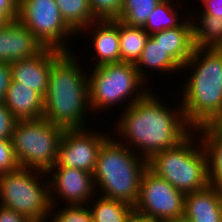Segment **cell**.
<instances>
[{"label":"cell","mask_w":222,"mask_h":222,"mask_svg":"<svg viewBox=\"0 0 222 222\" xmlns=\"http://www.w3.org/2000/svg\"><path fill=\"white\" fill-rule=\"evenodd\" d=\"M152 93L148 90L141 99L126 106L116 122L118 136H122L128 144L126 146L131 148L132 145L131 150H137L136 153L142 154L147 161L155 154L178 145L193 131L184 117L182 106L169 109Z\"/></svg>","instance_id":"obj_1"},{"label":"cell","mask_w":222,"mask_h":222,"mask_svg":"<svg viewBox=\"0 0 222 222\" xmlns=\"http://www.w3.org/2000/svg\"><path fill=\"white\" fill-rule=\"evenodd\" d=\"M183 68H194L180 103L187 123L193 130L222 123V48H195Z\"/></svg>","instance_id":"obj_2"},{"label":"cell","mask_w":222,"mask_h":222,"mask_svg":"<svg viewBox=\"0 0 222 222\" xmlns=\"http://www.w3.org/2000/svg\"><path fill=\"white\" fill-rule=\"evenodd\" d=\"M76 60L70 51L52 63L44 97L43 118L65 129L85 128L88 106L90 110L88 76Z\"/></svg>","instance_id":"obj_3"},{"label":"cell","mask_w":222,"mask_h":222,"mask_svg":"<svg viewBox=\"0 0 222 222\" xmlns=\"http://www.w3.org/2000/svg\"><path fill=\"white\" fill-rule=\"evenodd\" d=\"M114 139L109 136L100 147L93 173L94 184L104 192L100 196L134 207L148 161L127 147L124 140Z\"/></svg>","instance_id":"obj_4"},{"label":"cell","mask_w":222,"mask_h":222,"mask_svg":"<svg viewBox=\"0 0 222 222\" xmlns=\"http://www.w3.org/2000/svg\"><path fill=\"white\" fill-rule=\"evenodd\" d=\"M194 133L195 130L178 145L148 160V168L153 173L184 194L209 186L206 153L201 141L199 146L194 144L197 143Z\"/></svg>","instance_id":"obj_5"},{"label":"cell","mask_w":222,"mask_h":222,"mask_svg":"<svg viewBox=\"0 0 222 222\" xmlns=\"http://www.w3.org/2000/svg\"><path fill=\"white\" fill-rule=\"evenodd\" d=\"M45 174L47 172L41 170L18 168L0 175V205L24 215L31 222H46L52 208L49 179L42 181L48 178Z\"/></svg>","instance_id":"obj_6"},{"label":"cell","mask_w":222,"mask_h":222,"mask_svg":"<svg viewBox=\"0 0 222 222\" xmlns=\"http://www.w3.org/2000/svg\"><path fill=\"white\" fill-rule=\"evenodd\" d=\"M64 131L45 118L16 120L11 142L20 168L48 172L57 163Z\"/></svg>","instance_id":"obj_7"},{"label":"cell","mask_w":222,"mask_h":222,"mask_svg":"<svg viewBox=\"0 0 222 222\" xmlns=\"http://www.w3.org/2000/svg\"><path fill=\"white\" fill-rule=\"evenodd\" d=\"M90 73L92 74L88 75V93L90 110L93 111L111 108L112 105L115 107L119 101L121 104V101L127 99L130 101H127V106H130L148 92L143 90L147 86H144L146 83L139 76L135 64L125 62L106 64L94 67Z\"/></svg>","instance_id":"obj_8"},{"label":"cell","mask_w":222,"mask_h":222,"mask_svg":"<svg viewBox=\"0 0 222 222\" xmlns=\"http://www.w3.org/2000/svg\"><path fill=\"white\" fill-rule=\"evenodd\" d=\"M18 20L45 48L70 52L64 41L76 32L63 19L56 0H20Z\"/></svg>","instance_id":"obj_9"},{"label":"cell","mask_w":222,"mask_h":222,"mask_svg":"<svg viewBox=\"0 0 222 222\" xmlns=\"http://www.w3.org/2000/svg\"><path fill=\"white\" fill-rule=\"evenodd\" d=\"M185 194L158 177L144 172L134 210L161 222L183 217Z\"/></svg>","instance_id":"obj_10"},{"label":"cell","mask_w":222,"mask_h":222,"mask_svg":"<svg viewBox=\"0 0 222 222\" xmlns=\"http://www.w3.org/2000/svg\"><path fill=\"white\" fill-rule=\"evenodd\" d=\"M88 130L65 129L59 144L57 163L53 167H68L94 173L100 147L109 136Z\"/></svg>","instance_id":"obj_11"},{"label":"cell","mask_w":222,"mask_h":222,"mask_svg":"<svg viewBox=\"0 0 222 222\" xmlns=\"http://www.w3.org/2000/svg\"><path fill=\"white\" fill-rule=\"evenodd\" d=\"M50 173L51 175H49ZM45 176L51 177L48 178L50 202L51 208H54V210L56 209V206H54L55 196L63 198L67 205H86L88 201L92 200L91 196L97 191H94L97 186L94 184L93 174L80 169L52 167ZM53 190L58 195L53 193ZM54 194L55 196H53Z\"/></svg>","instance_id":"obj_12"},{"label":"cell","mask_w":222,"mask_h":222,"mask_svg":"<svg viewBox=\"0 0 222 222\" xmlns=\"http://www.w3.org/2000/svg\"><path fill=\"white\" fill-rule=\"evenodd\" d=\"M62 53L56 49L45 48L32 58L12 62V80L35 90L44 98L48 89L51 65Z\"/></svg>","instance_id":"obj_13"},{"label":"cell","mask_w":222,"mask_h":222,"mask_svg":"<svg viewBox=\"0 0 222 222\" xmlns=\"http://www.w3.org/2000/svg\"><path fill=\"white\" fill-rule=\"evenodd\" d=\"M183 216L190 222H222V188L209 185L185 194Z\"/></svg>","instance_id":"obj_14"},{"label":"cell","mask_w":222,"mask_h":222,"mask_svg":"<svg viewBox=\"0 0 222 222\" xmlns=\"http://www.w3.org/2000/svg\"><path fill=\"white\" fill-rule=\"evenodd\" d=\"M95 30L92 34V46L96 52L95 67L120 62L119 20H95L85 29ZM96 27V29L94 28ZM98 57V58H97Z\"/></svg>","instance_id":"obj_15"},{"label":"cell","mask_w":222,"mask_h":222,"mask_svg":"<svg viewBox=\"0 0 222 222\" xmlns=\"http://www.w3.org/2000/svg\"><path fill=\"white\" fill-rule=\"evenodd\" d=\"M3 103L16 120L43 118L44 98L35 90L11 79Z\"/></svg>","instance_id":"obj_16"},{"label":"cell","mask_w":222,"mask_h":222,"mask_svg":"<svg viewBox=\"0 0 222 222\" xmlns=\"http://www.w3.org/2000/svg\"><path fill=\"white\" fill-rule=\"evenodd\" d=\"M185 18L187 19L182 20V24L178 27L151 34L181 67L185 65L195 49L191 23L193 18L191 16Z\"/></svg>","instance_id":"obj_17"},{"label":"cell","mask_w":222,"mask_h":222,"mask_svg":"<svg viewBox=\"0 0 222 222\" xmlns=\"http://www.w3.org/2000/svg\"><path fill=\"white\" fill-rule=\"evenodd\" d=\"M207 157L209 185L222 188V123H211L197 129ZM201 133V135H199Z\"/></svg>","instance_id":"obj_18"},{"label":"cell","mask_w":222,"mask_h":222,"mask_svg":"<svg viewBox=\"0 0 222 222\" xmlns=\"http://www.w3.org/2000/svg\"><path fill=\"white\" fill-rule=\"evenodd\" d=\"M8 63L29 59L45 47L18 19L8 22Z\"/></svg>","instance_id":"obj_19"},{"label":"cell","mask_w":222,"mask_h":222,"mask_svg":"<svg viewBox=\"0 0 222 222\" xmlns=\"http://www.w3.org/2000/svg\"><path fill=\"white\" fill-rule=\"evenodd\" d=\"M160 70L163 72H175L177 69L182 70V67L168 54L162 47L160 42L150 35L146 41L145 47L142 50L141 56L135 64L139 76L145 81V69Z\"/></svg>","instance_id":"obj_20"},{"label":"cell","mask_w":222,"mask_h":222,"mask_svg":"<svg viewBox=\"0 0 222 222\" xmlns=\"http://www.w3.org/2000/svg\"><path fill=\"white\" fill-rule=\"evenodd\" d=\"M150 34L143 28L119 20L120 62L136 64Z\"/></svg>","instance_id":"obj_21"},{"label":"cell","mask_w":222,"mask_h":222,"mask_svg":"<svg viewBox=\"0 0 222 222\" xmlns=\"http://www.w3.org/2000/svg\"><path fill=\"white\" fill-rule=\"evenodd\" d=\"M199 19V23L194 20L191 22L194 47L222 48V17H215L201 11Z\"/></svg>","instance_id":"obj_22"},{"label":"cell","mask_w":222,"mask_h":222,"mask_svg":"<svg viewBox=\"0 0 222 222\" xmlns=\"http://www.w3.org/2000/svg\"><path fill=\"white\" fill-rule=\"evenodd\" d=\"M56 3L63 19L76 33L97 20L90 10L89 0H56Z\"/></svg>","instance_id":"obj_23"},{"label":"cell","mask_w":222,"mask_h":222,"mask_svg":"<svg viewBox=\"0 0 222 222\" xmlns=\"http://www.w3.org/2000/svg\"><path fill=\"white\" fill-rule=\"evenodd\" d=\"M89 210L92 214L93 222H126L134 207L121 201L107 199L102 196Z\"/></svg>","instance_id":"obj_24"},{"label":"cell","mask_w":222,"mask_h":222,"mask_svg":"<svg viewBox=\"0 0 222 222\" xmlns=\"http://www.w3.org/2000/svg\"><path fill=\"white\" fill-rule=\"evenodd\" d=\"M171 3V0H162L148 16L143 28L150 35L164 29L178 27L182 24L176 9L177 7H174V4L172 6Z\"/></svg>","instance_id":"obj_25"},{"label":"cell","mask_w":222,"mask_h":222,"mask_svg":"<svg viewBox=\"0 0 222 222\" xmlns=\"http://www.w3.org/2000/svg\"><path fill=\"white\" fill-rule=\"evenodd\" d=\"M162 0H123L118 20L129 26L143 27L148 16Z\"/></svg>","instance_id":"obj_26"},{"label":"cell","mask_w":222,"mask_h":222,"mask_svg":"<svg viewBox=\"0 0 222 222\" xmlns=\"http://www.w3.org/2000/svg\"><path fill=\"white\" fill-rule=\"evenodd\" d=\"M51 209V222H93L89 206L68 205L56 213Z\"/></svg>","instance_id":"obj_27"},{"label":"cell","mask_w":222,"mask_h":222,"mask_svg":"<svg viewBox=\"0 0 222 222\" xmlns=\"http://www.w3.org/2000/svg\"><path fill=\"white\" fill-rule=\"evenodd\" d=\"M123 0H89L90 10L97 20L118 19Z\"/></svg>","instance_id":"obj_28"},{"label":"cell","mask_w":222,"mask_h":222,"mask_svg":"<svg viewBox=\"0 0 222 222\" xmlns=\"http://www.w3.org/2000/svg\"><path fill=\"white\" fill-rule=\"evenodd\" d=\"M20 168L11 139L0 140V175Z\"/></svg>","instance_id":"obj_29"},{"label":"cell","mask_w":222,"mask_h":222,"mask_svg":"<svg viewBox=\"0 0 222 222\" xmlns=\"http://www.w3.org/2000/svg\"><path fill=\"white\" fill-rule=\"evenodd\" d=\"M15 122L16 119L10 110L3 102H0V140L11 139Z\"/></svg>","instance_id":"obj_30"},{"label":"cell","mask_w":222,"mask_h":222,"mask_svg":"<svg viewBox=\"0 0 222 222\" xmlns=\"http://www.w3.org/2000/svg\"><path fill=\"white\" fill-rule=\"evenodd\" d=\"M20 0H0V12L9 20H17Z\"/></svg>","instance_id":"obj_31"},{"label":"cell","mask_w":222,"mask_h":222,"mask_svg":"<svg viewBox=\"0 0 222 222\" xmlns=\"http://www.w3.org/2000/svg\"><path fill=\"white\" fill-rule=\"evenodd\" d=\"M11 77L10 64L0 62V102L4 101L8 86L12 79Z\"/></svg>","instance_id":"obj_32"},{"label":"cell","mask_w":222,"mask_h":222,"mask_svg":"<svg viewBox=\"0 0 222 222\" xmlns=\"http://www.w3.org/2000/svg\"><path fill=\"white\" fill-rule=\"evenodd\" d=\"M0 222H31L24 215L0 205Z\"/></svg>","instance_id":"obj_33"},{"label":"cell","mask_w":222,"mask_h":222,"mask_svg":"<svg viewBox=\"0 0 222 222\" xmlns=\"http://www.w3.org/2000/svg\"><path fill=\"white\" fill-rule=\"evenodd\" d=\"M8 22L0 27V62L8 63Z\"/></svg>","instance_id":"obj_34"},{"label":"cell","mask_w":222,"mask_h":222,"mask_svg":"<svg viewBox=\"0 0 222 222\" xmlns=\"http://www.w3.org/2000/svg\"><path fill=\"white\" fill-rule=\"evenodd\" d=\"M204 2L203 13L215 17H222V0H201Z\"/></svg>","instance_id":"obj_35"},{"label":"cell","mask_w":222,"mask_h":222,"mask_svg":"<svg viewBox=\"0 0 222 222\" xmlns=\"http://www.w3.org/2000/svg\"><path fill=\"white\" fill-rule=\"evenodd\" d=\"M126 222H161V221H158L147 215L139 213L136 210H133L129 215L128 219L126 220Z\"/></svg>","instance_id":"obj_36"},{"label":"cell","mask_w":222,"mask_h":222,"mask_svg":"<svg viewBox=\"0 0 222 222\" xmlns=\"http://www.w3.org/2000/svg\"><path fill=\"white\" fill-rule=\"evenodd\" d=\"M166 222H190V221L183 216V217L172 219V220H169V221H166Z\"/></svg>","instance_id":"obj_37"},{"label":"cell","mask_w":222,"mask_h":222,"mask_svg":"<svg viewBox=\"0 0 222 222\" xmlns=\"http://www.w3.org/2000/svg\"><path fill=\"white\" fill-rule=\"evenodd\" d=\"M9 20L0 12V27L5 25Z\"/></svg>","instance_id":"obj_38"}]
</instances>
